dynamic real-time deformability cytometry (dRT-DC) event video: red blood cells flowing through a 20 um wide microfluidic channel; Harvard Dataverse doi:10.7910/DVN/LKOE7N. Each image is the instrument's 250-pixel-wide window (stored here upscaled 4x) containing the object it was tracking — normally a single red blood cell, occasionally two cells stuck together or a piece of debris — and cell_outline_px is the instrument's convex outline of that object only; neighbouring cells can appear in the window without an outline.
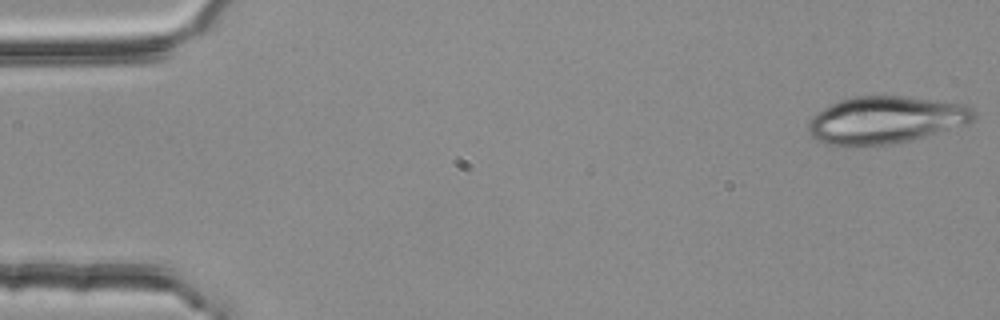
{"species": "common noctule bat (a hibernating species)", "species_latin": "Nyctalus noctula", "temperature_condition": "room temperature", "stored_images_in_passage": 53, "camera_frame_rate_fps": 3000, "um_per_image_px": 0.085, "animal": {"sex": "female", "body_mass_g": 25.1}, "frame": {"image": 1, "passage_image": 1, "time_ms": 0.0, "image_size_px": [1000, 320], "cell_outline_px": [[976, 116], [968, 124], [924, 136], [892, 144], [828, 144], [816, 140], [808, 132], [808, 120], [816, 112], [840, 100], [856, 96], [904, 96], [936, 100], [964, 104], [972, 108], [976, 112]], "centroid_in_image_um": [75.29, 10.17], "position_along_channel_um": 9.7, "area_um2": 45.08}}
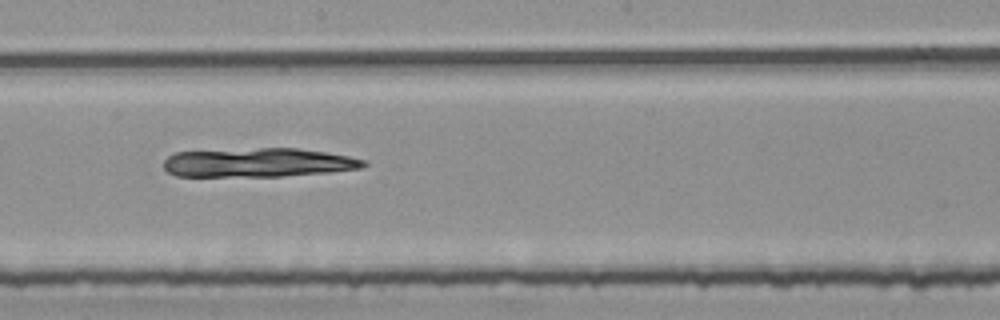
{"frame": {"image": 2, "passage_image": 29, "time_ms": 9.333, "image_size_px": [1000, 320], "cell_outline_px": [[368, 164], [360, 168], [328, 172], [280, 176], [176, 176], [168, 172], [164, 168], [164, 160], [168, 156], [176, 152], [260, 148], [296, 148], [324, 152], [348, 156], [364, 160]], "centroid_in_image_um": [21.92, 13.82], "position_along_channel_um": 226.3, "area_um2": 33.47}}
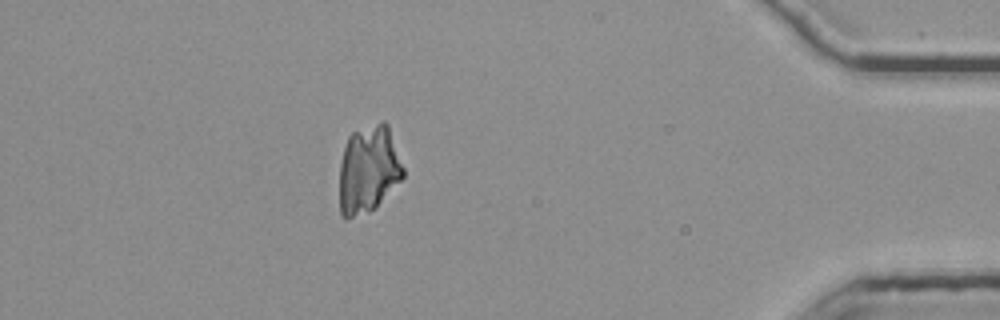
{"frame": {"image": 3, "passage_image": 47, "time_ms": 15.333, "image_size_px": [1000, 320], "cell_outline_px": [[404, 176], [376, 208], [368, 212], [352, 216], [344, 216], [340, 212], [340, 164], [344, 148], [348, 136], [352, 132], [380, 120], [384, 120], [388, 124], [404, 168]], "centroid_in_image_um": [31.34, 14.35], "position_along_channel_um": 403.9, "area_um2": 32.54}}